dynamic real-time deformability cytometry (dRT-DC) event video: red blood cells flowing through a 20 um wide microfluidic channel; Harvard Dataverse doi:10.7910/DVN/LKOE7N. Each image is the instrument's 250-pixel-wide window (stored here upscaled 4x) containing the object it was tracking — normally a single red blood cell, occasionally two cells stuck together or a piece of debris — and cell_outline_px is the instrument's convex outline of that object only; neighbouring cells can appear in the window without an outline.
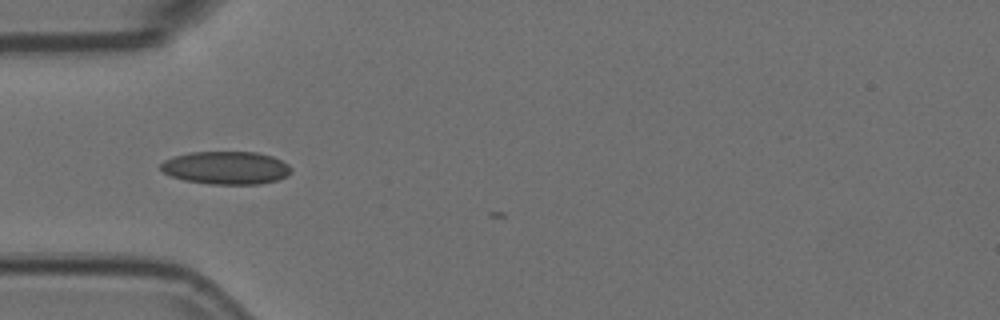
{"species": "Egyptian fruit bat (a non-hibernating species)", "species_latin": "Rousettus aegyptiacus", "temperature_condition": "room temperature", "stored_images_in_passage": 3, "camera_frame_rate_fps": 3000, "um_per_image_px": 0.085, "animal": {"sex": "female"}, "frame": {"image": 1, "passage_image": 1, "time_ms": 0.0, "image_size_px": [1000, 320], "cell_outline_px": [[292, 172], [288, 176], [276, 180], [260, 184], [208, 184], [184, 180], [172, 176], [164, 172], [160, 168], [160, 164], [164, 160], [188, 152], [256, 152], [272, 156], [288, 164], [292, 168]], "centroid_in_image_um": [19.24, 14.26], "position_along_channel_um": 65.8, "area_um2": 25.09}}